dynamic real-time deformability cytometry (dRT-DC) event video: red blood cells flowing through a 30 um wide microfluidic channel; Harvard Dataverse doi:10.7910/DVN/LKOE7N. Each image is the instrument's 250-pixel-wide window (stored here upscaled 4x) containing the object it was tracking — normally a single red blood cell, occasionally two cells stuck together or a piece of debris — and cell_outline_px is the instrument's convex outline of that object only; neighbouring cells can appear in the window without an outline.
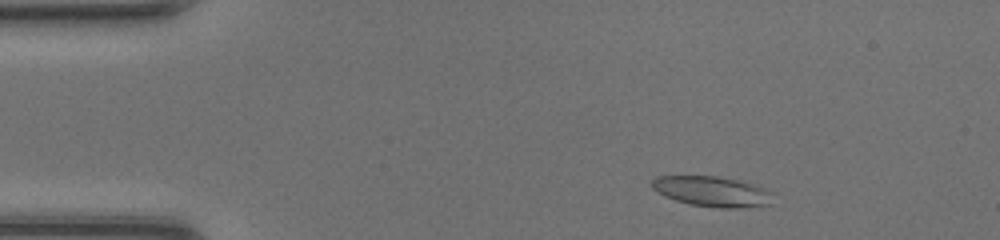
{"species": "common noctule bat (a hibernating species)", "species_latin": "Nyctalus noctula", "temperature_condition": "room temperature", "stored_images_in_passage": 44, "camera_frame_rate_fps": 3000, "um_per_image_px": 0.085, "animal": {"sex": "female", "body_mass_g": 20.0, "forearm_length_mm": 54.0}, "frame": {"image": 1, "passage_image": 4, "time_ms": 1.0, "image_size_px": [1000, 240], "cell_outline_px": [[772, 204], [740, 208], [720, 208], [688, 204], [664, 196], [656, 192], [652, 188], [652, 180], [656, 176], [716, 176], [736, 180], [752, 184], [764, 188], [772, 192]], "centroid_in_image_um": [60.51, 16.28], "position_along_channel_um": 24.5, "area_um2": 21.39}}
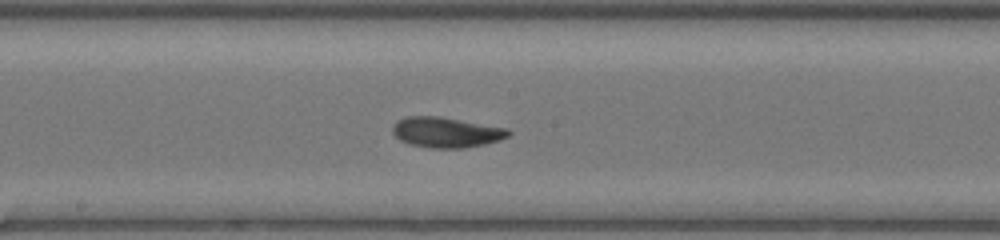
{"frame": {"image": 2, "passage_image": 22, "time_ms": 7.0, "image_size_px": [1000, 240], "cell_outline_px": [[512, 132], [508, 136], [500, 140], [484, 144], [464, 148], [432, 148], [408, 144], [400, 140], [392, 132], [392, 124], [396, 120], [404, 116], [440, 116], [508, 128]], "centroid_in_image_um": [37.9, 11.23], "position_along_channel_um": 210.3, "area_um2": 20.75}}
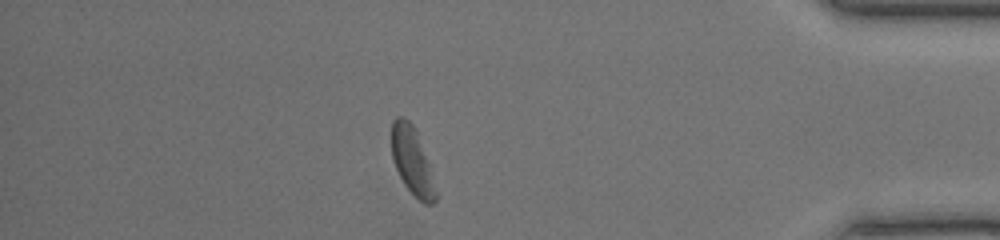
{"frame": {"image": 3, "passage_image": 38, "time_ms": 12.333, "image_size_px": [1000, 240], "cell_outline_px": [[436, 200], [432, 204], [424, 204], [404, 184], [392, 160], [392, 120], [396, 116], [404, 116], [416, 128], [428, 160], [436, 192]], "centroid_in_image_um": [35.02, 13.63], "position_along_channel_um": 400.2, "area_um2": 17.22}, "authors_computed_cell_mechanics": {"area_um2": 20.1433, "velocity_mm_per_s": 4.3146, "shape_relaxation_time_tau1_ms": 3.8712, "shape_relaxation_time_tau2_ms": 4.2083, "deformation_change_tau1": 0.1158, "deformation_change_tau2": 0.1106}}